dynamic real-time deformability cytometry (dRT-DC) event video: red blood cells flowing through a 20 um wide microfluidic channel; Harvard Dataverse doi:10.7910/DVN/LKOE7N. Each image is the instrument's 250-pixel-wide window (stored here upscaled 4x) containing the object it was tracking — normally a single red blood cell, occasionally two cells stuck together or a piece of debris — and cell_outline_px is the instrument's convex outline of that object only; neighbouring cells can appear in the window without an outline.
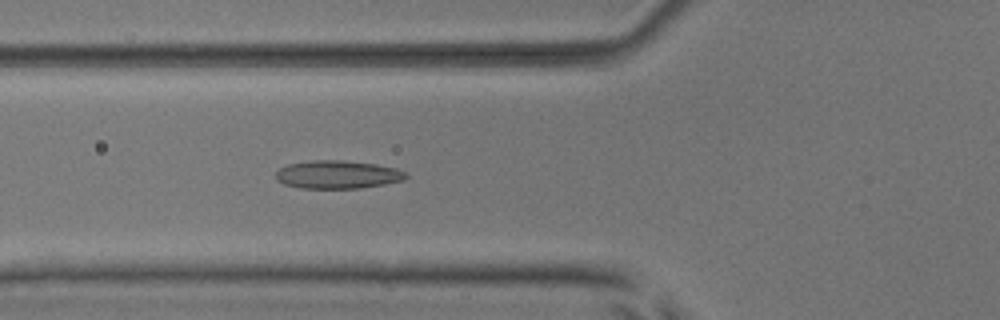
{"species": "common noctule bat (a hibernating species)", "species_latin": "Nyctalus noctula", "temperature_condition": "room temperature", "stored_images_in_passage": 36, "camera_frame_rate_fps": 3000, "um_per_image_px": 0.085, "animal": {"sex": "male", "body_mass_g": 17.9, "forearm_length_mm": 54.2}, "frame": {"image": 1, "passage_image": 3, "time_ms": 0.667, "image_size_px": [1000, 320], "cell_outline_px": [[408, 176], [404, 180], [384, 184], [360, 188], [300, 188], [284, 184], [276, 180], [276, 172], [280, 168], [288, 164], [312, 160], [340, 160], [376, 164], [396, 168], [408, 172]], "centroid_in_image_um": [28.71, 14.84], "position_along_channel_um": 97.1, "area_um2": 21.39}}
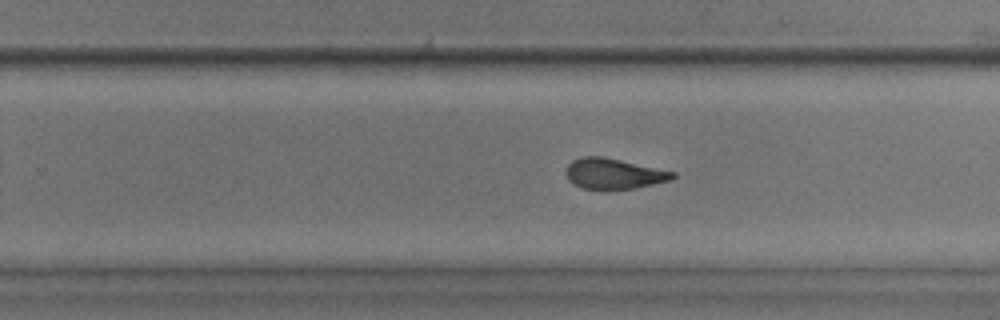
{"frame": {"image": 2, "passage_image": 17, "time_ms": 5.333, "image_size_px": [1000, 320], "cell_outline_px": [[676, 176], [668, 180], [652, 184], [632, 188], [580, 188], [568, 180], [568, 164], [572, 160], [580, 156], [604, 156], [676, 172]], "centroid_in_image_um": [52.16, 14.73], "position_along_channel_um": 277.6, "area_um2": 18.61}}
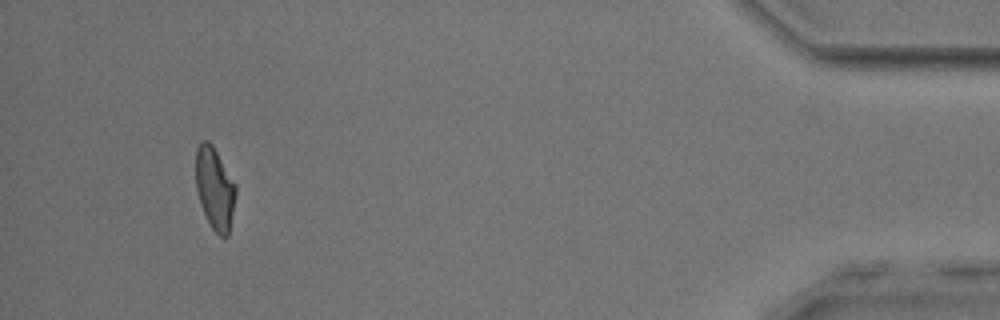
{"frame": {"image": 3, "passage_image": 33, "time_ms": 10.667, "image_size_px": [1000, 320], "cell_outline_px": [[236, 192], [228, 236], [220, 236], [212, 228], [200, 204], [196, 188], [196, 148], [200, 140], [208, 140], [212, 144], [236, 184]], "centroid_in_image_um": [18.24, 15.97], "position_along_channel_um": 417.0, "area_um2": 19.02}, "authors_computed_cell_mechanics": {"area_um2": 19.7098, "velocity_mm_per_s": 3.8756, "shape_relaxation_time_tau1_ms": 9.9073, "shape_relaxation_time_tau2_ms": 1.9297, "deformation_change_tau1": 0.2401, "deformation_change_tau2": 0.0824}}